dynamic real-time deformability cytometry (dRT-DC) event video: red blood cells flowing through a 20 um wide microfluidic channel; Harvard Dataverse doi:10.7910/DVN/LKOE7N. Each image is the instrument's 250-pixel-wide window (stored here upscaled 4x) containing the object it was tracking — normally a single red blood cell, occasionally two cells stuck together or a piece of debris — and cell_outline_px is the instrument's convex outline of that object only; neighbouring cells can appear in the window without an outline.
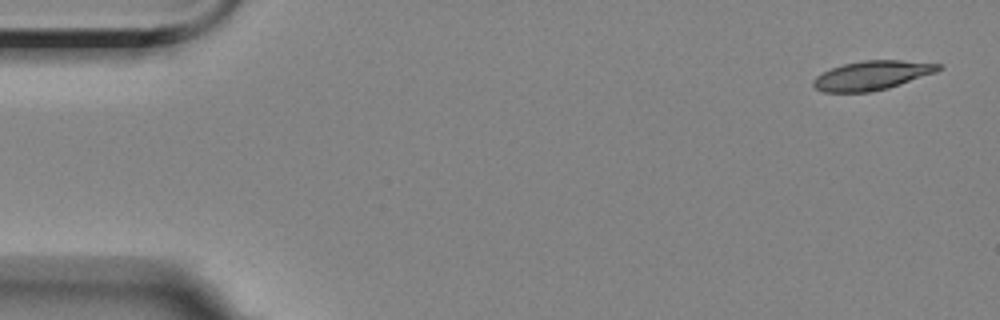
{"species": "Egyptian fruit bat (a non-hibernating species)", "species_latin": "Rousettus aegyptiacus", "temperature_condition": "room temperature", "stored_images_in_passage": 6, "camera_frame_rate_fps": 3000, "um_per_image_px": 0.085, "animal": {"sex": "female"}, "frame": {"image": 1, "passage_image": 1, "time_ms": 0.0, "image_size_px": [1000, 320], "cell_outline_px": [[944, 68], [936, 72], [888, 88], [868, 92], [824, 92], [816, 88], [812, 84], [812, 80], [816, 76], [832, 68], [844, 64], [864, 60], [900, 60], [940, 64]], "centroid_in_image_um": [74.12, 6.41], "position_along_channel_um": 10.9, "area_um2": 21.04}}
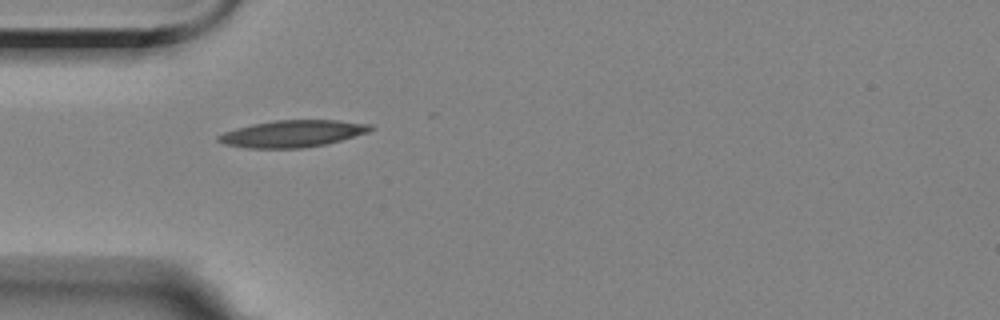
{"frame": {"image": 2, "passage_image": 5, "time_ms": 4.667, "image_size_px": [1000, 320], "cell_outline_px": [[376, 128], [368, 132], [340, 140], [324, 144], [304, 148], [248, 148], [224, 144], [216, 140], [216, 136], [224, 132], [236, 128], [252, 124], [276, 120], [336, 120], [372, 124]], "centroid_in_image_um": [24.86, 11.36], "position_along_channel_um": 60.1, "area_um2": 23.81}}
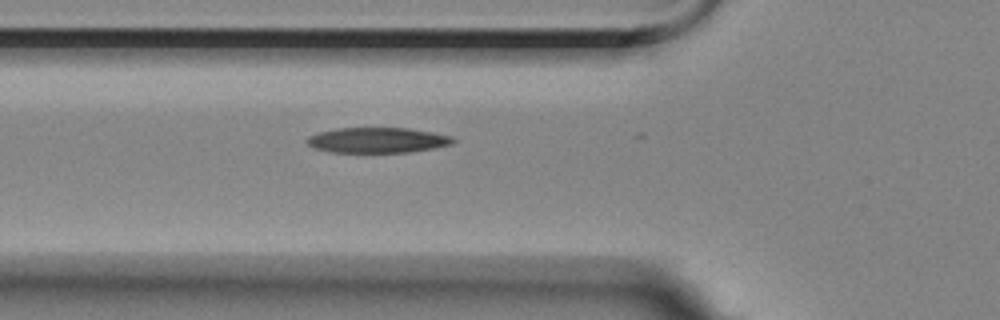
{"frame": {"image": 3, "passage_image": 6, "time_ms": 5.667, "image_size_px": [1000, 320], "cell_outline_px": [[456, 140], [452, 144], [432, 148], [408, 152], [328, 152], [316, 148], [308, 144], [304, 140], [308, 136], [316, 132], [336, 128], [408, 128], [432, 132], [452, 136]], "centroid_in_image_um": [32.04, 11.9], "position_along_channel_um": 93.8, "area_um2": 21.62}}